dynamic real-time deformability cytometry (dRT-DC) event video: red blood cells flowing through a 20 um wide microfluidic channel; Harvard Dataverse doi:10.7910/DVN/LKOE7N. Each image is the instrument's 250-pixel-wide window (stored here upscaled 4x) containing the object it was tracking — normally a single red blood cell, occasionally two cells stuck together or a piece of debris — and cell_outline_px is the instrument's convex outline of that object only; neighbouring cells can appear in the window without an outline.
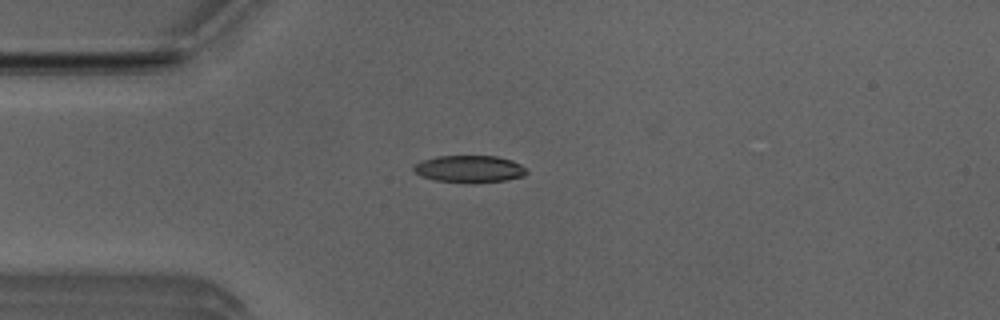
{"species": "Egyptian fruit bat (a non-hibernating species)", "species_latin": "Rousettus aegyptiacus", "temperature_condition": "room temperature", "stored_images_in_passage": 4, "camera_frame_rate_fps": 3000, "um_per_image_px": 0.085, "animal": {"sex": "male"}, "frame": {"image": 1, "passage_image": 4, "time_ms": 1.0, "image_size_px": [1000, 320], "cell_outline_px": [[528, 172], [524, 176], [508, 180], [432, 180], [420, 176], [412, 172], [412, 168], [420, 160], [436, 156], [496, 156], [512, 160], [520, 164]], "centroid_in_image_um": [39.85, 14.31], "position_along_channel_um": 45.2, "area_um2": 17.22}}